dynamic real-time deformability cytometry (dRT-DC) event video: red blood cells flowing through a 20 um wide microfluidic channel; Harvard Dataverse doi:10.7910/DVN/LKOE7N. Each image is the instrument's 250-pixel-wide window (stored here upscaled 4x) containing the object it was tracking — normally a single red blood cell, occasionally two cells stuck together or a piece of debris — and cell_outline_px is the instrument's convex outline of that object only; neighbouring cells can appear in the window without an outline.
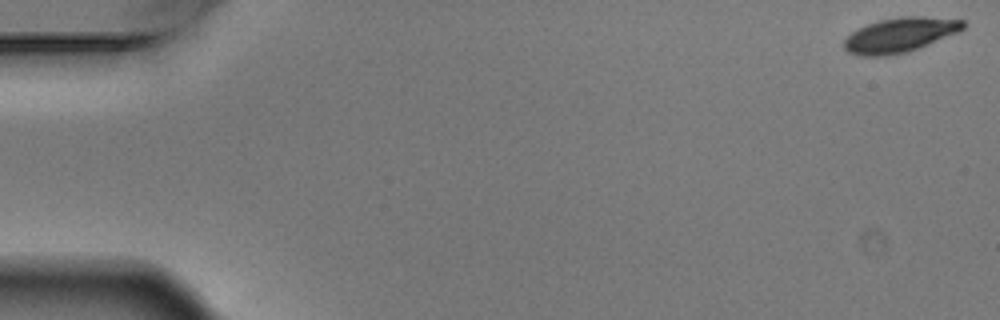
{"species": "Egyptian fruit bat (a non-hibernating species)", "species_latin": "Rousettus aegyptiacus", "temperature_condition": "warm", "stored_images_in_passage": 9, "camera_frame_rate_fps": 3000, "um_per_image_px": 0.085, "animal": {"sex": "male"}, "frame": {"image": 1, "passage_image": 1, "time_ms": 0.0, "image_size_px": [1000, 320], "cell_outline_px": [[968, 24], [964, 28], [956, 32], [916, 48], [904, 52], [884, 56], [860, 56], [848, 52], [844, 48], [844, 40], [852, 32], [868, 24], [880, 20], [900, 16], [920, 16], [964, 20]], "centroid_in_image_um": [76.47, 2.96], "position_along_channel_um": 8.5, "area_um2": 23.52}}
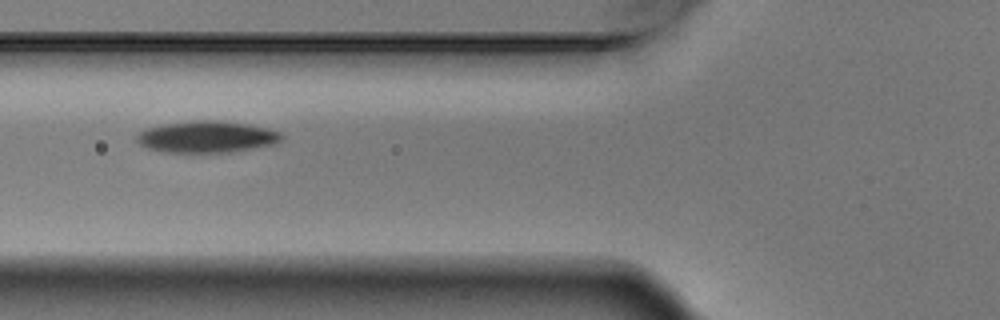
{"frame": {"image": 2, "passage_image": 6, "time_ms": 1.667, "image_size_px": [1000, 320], "cell_outline_px": [[284, 140], [276, 144], [256, 148], [232, 152], [168, 152], [148, 148], [140, 144], [136, 140], [136, 136], [140, 132], [148, 128], [164, 124], [192, 120], [220, 120], [248, 124], [268, 128], [280, 132], [284, 136]], "centroid_in_image_um": [17.65, 11.63], "position_along_channel_um": 108.1, "area_um2": 26.88}}
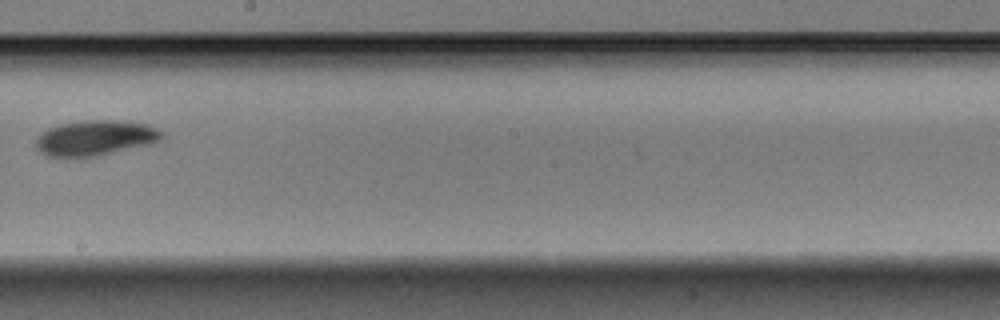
{"frame": {"image": 3, "passage_image": 9, "time_ms": 2.667, "image_size_px": [1000, 320], "cell_outline_px": [[164, 136], [156, 144], [96, 156], [48, 156], [40, 152], [36, 148], [36, 140], [48, 128], [60, 124], [80, 120], [120, 120], [148, 124], [164, 132]], "centroid_in_image_um": [8.19, 11.71], "position_along_channel_um": 240.0, "area_um2": 26.13}}